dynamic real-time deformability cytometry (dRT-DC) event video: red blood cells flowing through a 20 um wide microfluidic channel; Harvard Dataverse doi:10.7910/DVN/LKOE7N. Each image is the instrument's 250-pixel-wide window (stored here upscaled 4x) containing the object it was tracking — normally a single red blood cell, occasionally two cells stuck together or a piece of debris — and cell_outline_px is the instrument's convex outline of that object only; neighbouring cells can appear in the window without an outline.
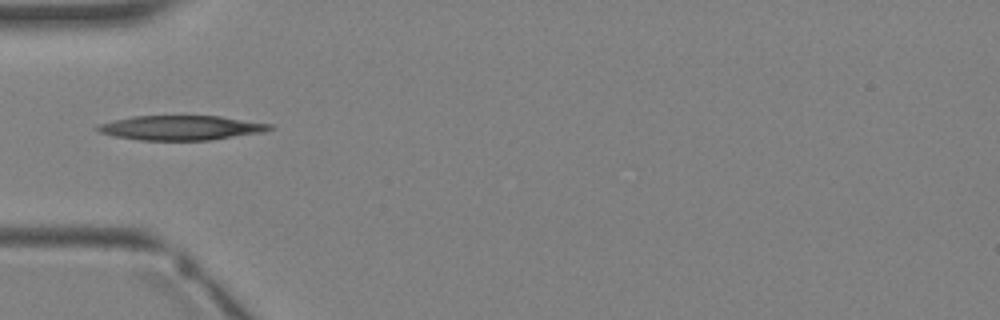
{"species": "Egyptian fruit bat (a non-hibernating species)", "species_latin": "Rousettus aegyptiacus", "temperature_condition": "warm", "stored_images_in_passage": 4, "camera_frame_rate_fps": 3000, "um_per_image_px": 0.085, "animal": {"sex": "female"}, "frame": {"image": 1, "passage_image": 4, "time_ms": 3.667, "image_size_px": [1000, 320], "cell_outline_px": [[276, 128], [264, 132], [208, 140], [140, 140], [116, 136], [100, 132], [92, 128], [100, 124], [132, 116], [220, 116], [272, 124]], "centroid_in_image_um": [15.42, 10.86], "position_along_channel_um": 69.6, "area_um2": 24.51}}